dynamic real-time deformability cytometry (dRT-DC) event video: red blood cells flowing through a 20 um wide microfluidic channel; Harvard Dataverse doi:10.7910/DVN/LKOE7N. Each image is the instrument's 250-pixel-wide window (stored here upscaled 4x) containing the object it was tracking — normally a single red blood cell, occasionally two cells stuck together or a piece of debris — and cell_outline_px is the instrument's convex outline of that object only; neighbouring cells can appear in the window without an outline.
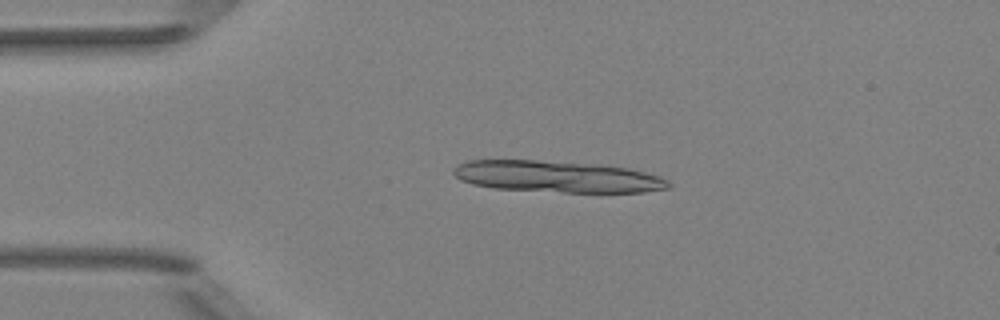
{"species": "Egyptian fruit bat (a non-hibernating species)", "species_latin": "Rousettus aegyptiacus", "temperature_condition": "room temperature", "stored_images_in_passage": 2, "camera_frame_rate_fps": 3000, "um_per_image_px": 0.085, "animal": {"sex": "female"}, "frame": {"image": 1, "passage_image": 1, "time_ms": 0.0, "image_size_px": [1000, 320], "cell_outline_px": [[672, 184], [668, 188], [644, 192], [564, 192], [496, 188], [472, 184], [460, 180], [452, 172], [460, 164], [468, 160], [540, 160], [608, 164], [628, 168], [660, 176], [668, 180]], "centroid_in_image_um": [47.42, 15.0], "position_along_channel_um": 37.6, "area_um2": 39.65}}